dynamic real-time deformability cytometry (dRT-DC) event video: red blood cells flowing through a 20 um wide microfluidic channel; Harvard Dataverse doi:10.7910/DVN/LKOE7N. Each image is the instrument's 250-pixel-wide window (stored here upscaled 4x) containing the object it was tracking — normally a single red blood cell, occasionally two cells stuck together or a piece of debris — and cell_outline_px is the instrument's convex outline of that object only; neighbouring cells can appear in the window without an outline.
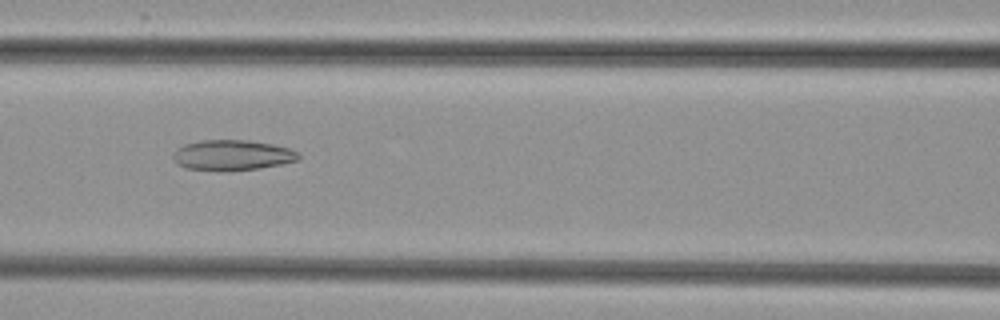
{"species": "common noctule bat (a hibernating species)", "species_latin": "Nyctalus noctula", "temperature_condition": "cold", "stored_images_in_passage": 8, "camera_frame_rate_fps": 3000, "um_per_image_px": 0.085, "animal": {"sex": "female", "body_mass_g": 29.2, "forearm_length_mm": 56.3}, "frame": {"image": 1, "passage_image": 6, "time_ms": 6.0, "image_size_px": [1000, 320], "cell_outline_px": [[300, 156], [296, 160], [284, 164], [260, 168], [232, 172], [220, 172], [184, 168], [176, 164], [172, 160], [172, 152], [176, 148], [184, 144], [200, 140], [248, 140], [272, 144], [288, 148], [296, 152]], "centroid_in_image_um": [19.65, 13.21], "position_along_channel_um": 146.9, "area_um2": 22.83}}
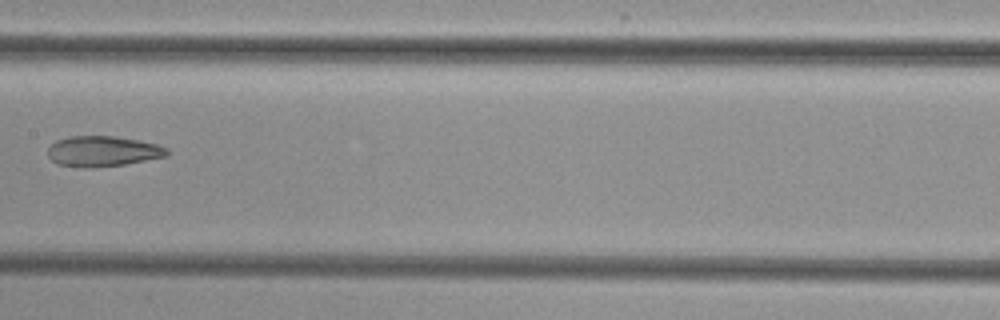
{"frame": {"image": 2, "passage_image": 7, "time_ms": 7.333, "image_size_px": [1000, 320], "cell_outline_px": [[168, 152], [164, 156], [124, 164], [92, 168], [80, 168], [56, 164], [48, 156], [48, 148], [56, 140], [68, 136], [112, 136], [136, 140], [156, 144], [168, 148]], "centroid_in_image_um": [8.66, 12.86], "position_along_channel_um": 198.7, "area_um2": 21.04}}
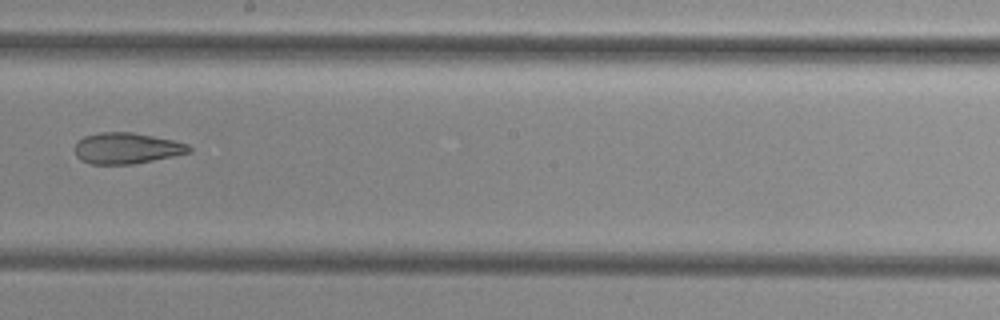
{"frame": {"image": 3, "passage_image": 8, "time_ms": 8.333, "image_size_px": [1000, 320], "cell_outline_px": [[192, 152], [132, 164], [92, 164], [80, 160], [76, 156], [76, 144], [84, 136], [100, 132], [132, 132], [172, 140], [188, 144], [192, 148]], "centroid_in_image_um": [10.77, 12.6], "position_along_channel_um": 237.4, "area_um2": 20.46}}